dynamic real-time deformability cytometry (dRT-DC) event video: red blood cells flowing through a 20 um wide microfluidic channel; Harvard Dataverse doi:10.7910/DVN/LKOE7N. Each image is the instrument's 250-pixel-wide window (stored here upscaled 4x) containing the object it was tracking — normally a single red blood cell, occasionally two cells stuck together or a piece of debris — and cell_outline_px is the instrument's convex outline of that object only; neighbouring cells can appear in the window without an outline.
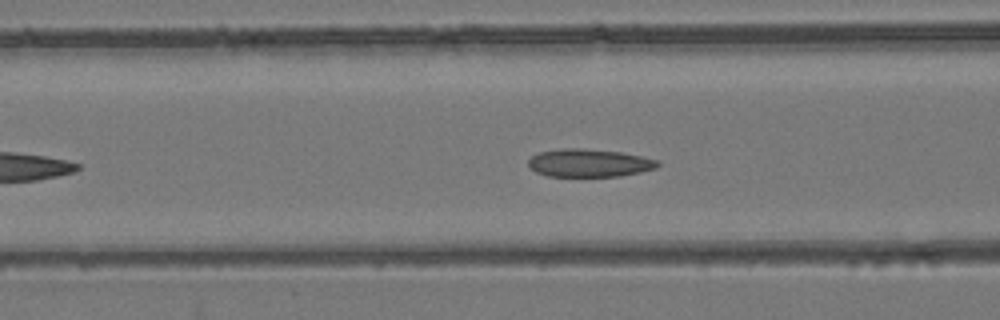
{"species": "common noctule bat (a hibernating species)", "species_latin": "Nyctalus noctula", "temperature_condition": "room temperature", "stored_images_in_passage": 30, "camera_frame_rate_fps": 3000, "um_per_image_px": 0.085, "animal": {"sex": "female", "body_mass_g": 24.6, "forearm_length_mm": 56.2}, "frame": {"image": 1, "passage_image": 5, "time_ms": 1.333, "image_size_px": [1000, 320], "cell_outline_px": [[660, 164], [656, 168], [640, 172], [620, 176], [548, 176], [536, 172], [528, 164], [528, 160], [532, 156], [540, 152], [560, 148], [584, 148], [620, 152], [660, 160]], "centroid_in_image_um": [50.09, 13.84], "position_along_channel_um": 116.5, "area_um2": 21.04}}
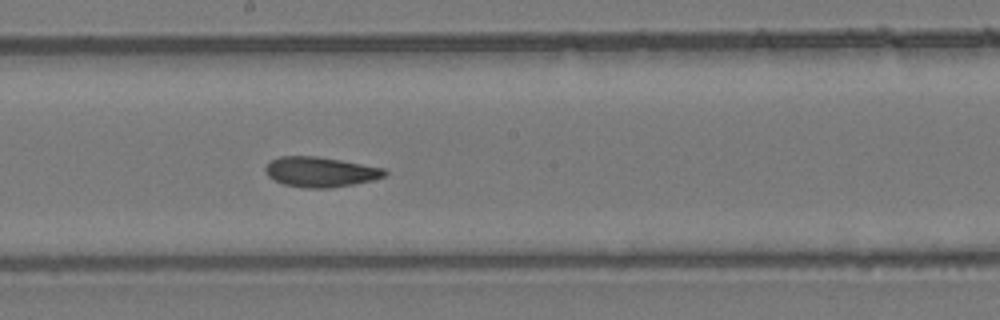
{"frame": {"image": 2, "passage_image": 13, "time_ms": 4.0, "image_size_px": [1000, 320], "cell_outline_px": [[388, 172], [384, 176], [372, 180], [352, 184], [328, 188], [308, 188], [284, 184], [268, 176], [264, 172], [264, 168], [272, 160], [280, 156], [316, 156], [340, 160], [384, 168]], "centroid_in_image_um": [27.22, 14.61], "position_along_channel_um": 221.0, "area_um2": 20.63}}
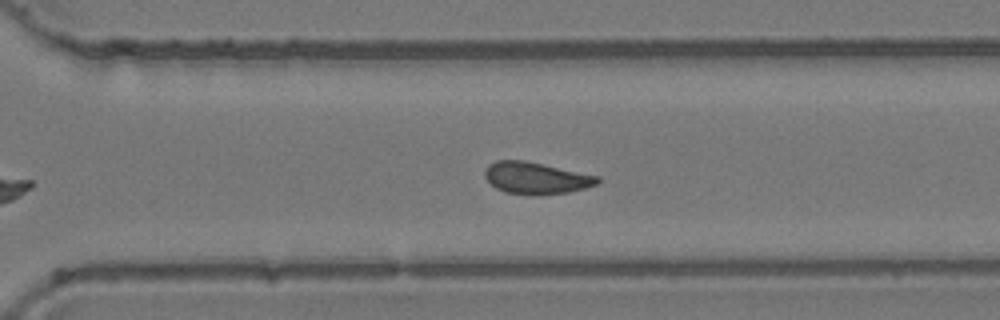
{"frame": {"image": 3, "passage_image": 21, "time_ms": 6.667, "image_size_px": [1000, 320], "cell_outline_px": [[600, 180], [596, 184], [584, 188], [568, 192], [504, 192], [496, 188], [484, 176], [484, 168], [488, 164], [496, 160], [524, 160], [544, 164], [600, 176]], "centroid_in_image_um": [45.54, 15.07], "position_along_channel_um": 325.1, "area_um2": 20.17}, "authors_computed_cell_mechanics": {"area_um2": 20.4901, "velocity_mm_per_s": 3.9114, "shape_relaxation_time_tau1_ms": null, "shape_relaxation_time_tau2_ms": 2.3689, "deformation_change_tau1": null, "deformation_change_tau2": 0.0836}}